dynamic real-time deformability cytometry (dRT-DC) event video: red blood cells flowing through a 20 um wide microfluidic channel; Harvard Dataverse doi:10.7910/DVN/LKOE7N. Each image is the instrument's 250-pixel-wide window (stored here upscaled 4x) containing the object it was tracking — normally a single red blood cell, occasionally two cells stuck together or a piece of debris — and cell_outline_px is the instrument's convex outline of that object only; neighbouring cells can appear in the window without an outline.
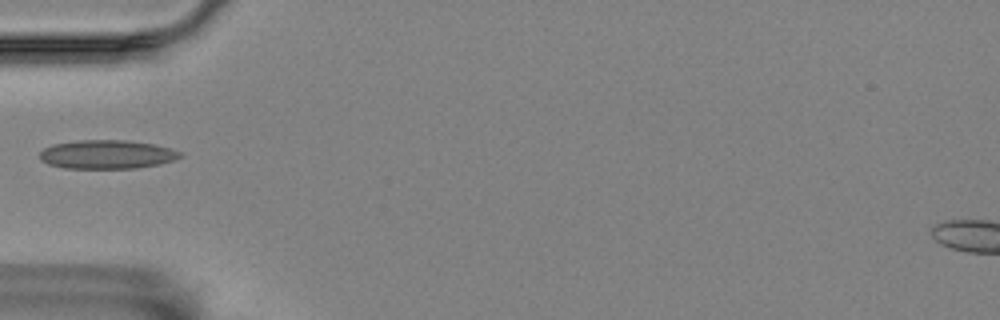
{"species": "Egyptian fruit bat (a non-hibernating species)", "species_latin": "Rousettus aegyptiacus", "temperature_condition": "room temperature", "stored_images_in_passage": 1, "camera_frame_rate_fps": 3000, "um_per_image_px": 0.085, "animal": {"sex": "female"}, "frame": {"image": 1, "passage_image": 1, "time_ms": 0.0, "image_size_px": [1000, 320], "cell_outline_px": [[184, 156], [160, 164], [136, 168], [64, 168], [48, 164], [40, 160], [40, 152], [44, 148], [52, 144], [76, 140], [124, 140], [156, 144], [180, 152]], "centroid_in_image_um": [9.07, 13.12], "position_along_channel_um": 75.9, "area_um2": 23.58}}